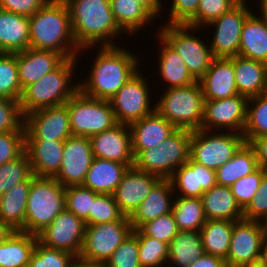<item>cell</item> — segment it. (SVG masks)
Returning <instances> with one entry per match:
<instances>
[{
	"instance_id": "cell-1",
	"label": "cell",
	"mask_w": 267,
	"mask_h": 267,
	"mask_svg": "<svg viewBox=\"0 0 267 267\" xmlns=\"http://www.w3.org/2000/svg\"><path fill=\"white\" fill-rule=\"evenodd\" d=\"M97 48L92 68L87 74L88 79L79 81L78 86L79 90L89 97L109 101L139 72L140 58L133 54V51H127L118 45H98Z\"/></svg>"
},
{
	"instance_id": "cell-2",
	"label": "cell",
	"mask_w": 267,
	"mask_h": 267,
	"mask_svg": "<svg viewBox=\"0 0 267 267\" xmlns=\"http://www.w3.org/2000/svg\"><path fill=\"white\" fill-rule=\"evenodd\" d=\"M64 1L69 10L74 40L82 51L94 49L98 44L117 45L113 40L124 32L114 20L109 0Z\"/></svg>"
},
{
	"instance_id": "cell-3",
	"label": "cell",
	"mask_w": 267,
	"mask_h": 267,
	"mask_svg": "<svg viewBox=\"0 0 267 267\" xmlns=\"http://www.w3.org/2000/svg\"><path fill=\"white\" fill-rule=\"evenodd\" d=\"M29 47L54 51L65 59L80 57L72 29L68 7L64 0L44 3L29 17Z\"/></svg>"
},
{
	"instance_id": "cell-4",
	"label": "cell",
	"mask_w": 267,
	"mask_h": 267,
	"mask_svg": "<svg viewBox=\"0 0 267 267\" xmlns=\"http://www.w3.org/2000/svg\"><path fill=\"white\" fill-rule=\"evenodd\" d=\"M78 58L65 59L56 69L23 89L19 103L24 116L42 108L64 105L79 90L78 82L71 83Z\"/></svg>"
},
{
	"instance_id": "cell-5",
	"label": "cell",
	"mask_w": 267,
	"mask_h": 267,
	"mask_svg": "<svg viewBox=\"0 0 267 267\" xmlns=\"http://www.w3.org/2000/svg\"><path fill=\"white\" fill-rule=\"evenodd\" d=\"M65 187L55 178L31 175L25 232L37 235L66 208Z\"/></svg>"
},
{
	"instance_id": "cell-6",
	"label": "cell",
	"mask_w": 267,
	"mask_h": 267,
	"mask_svg": "<svg viewBox=\"0 0 267 267\" xmlns=\"http://www.w3.org/2000/svg\"><path fill=\"white\" fill-rule=\"evenodd\" d=\"M155 110L177 129L199 130L202 126L204 95L198 81L163 91Z\"/></svg>"
},
{
	"instance_id": "cell-7",
	"label": "cell",
	"mask_w": 267,
	"mask_h": 267,
	"mask_svg": "<svg viewBox=\"0 0 267 267\" xmlns=\"http://www.w3.org/2000/svg\"><path fill=\"white\" fill-rule=\"evenodd\" d=\"M191 130L177 129L157 147L142 150L134 158V166L161 179L172 174L190 158Z\"/></svg>"
},
{
	"instance_id": "cell-8",
	"label": "cell",
	"mask_w": 267,
	"mask_h": 267,
	"mask_svg": "<svg viewBox=\"0 0 267 267\" xmlns=\"http://www.w3.org/2000/svg\"><path fill=\"white\" fill-rule=\"evenodd\" d=\"M156 33L184 60L188 72L199 81L210 68L213 55L209 43L193 36L201 28L183 24H162ZM197 29V30H196ZM199 29V30H198ZM193 34H192V33Z\"/></svg>"
},
{
	"instance_id": "cell-9",
	"label": "cell",
	"mask_w": 267,
	"mask_h": 267,
	"mask_svg": "<svg viewBox=\"0 0 267 267\" xmlns=\"http://www.w3.org/2000/svg\"><path fill=\"white\" fill-rule=\"evenodd\" d=\"M72 136L91 137L117 124L110 101L78 90L66 103Z\"/></svg>"
},
{
	"instance_id": "cell-10",
	"label": "cell",
	"mask_w": 267,
	"mask_h": 267,
	"mask_svg": "<svg viewBox=\"0 0 267 267\" xmlns=\"http://www.w3.org/2000/svg\"><path fill=\"white\" fill-rule=\"evenodd\" d=\"M194 130L191 134L190 158L207 168L217 170L226 164L245 143L243 134Z\"/></svg>"
},
{
	"instance_id": "cell-11",
	"label": "cell",
	"mask_w": 267,
	"mask_h": 267,
	"mask_svg": "<svg viewBox=\"0 0 267 267\" xmlns=\"http://www.w3.org/2000/svg\"><path fill=\"white\" fill-rule=\"evenodd\" d=\"M133 232L128 216L120 220L85 227L84 242L79 258L88 262L102 263Z\"/></svg>"
},
{
	"instance_id": "cell-12",
	"label": "cell",
	"mask_w": 267,
	"mask_h": 267,
	"mask_svg": "<svg viewBox=\"0 0 267 267\" xmlns=\"http://www.w3.org/2000/svg\"><path fill=\"white\" fill-rule=\"evenodd\" d=\"M147 81L139 71L109 100L117 123L130 125L155 111Z\"/></svg>"
},
{
	"instance_id": "cell-13",
	"label": "cell",
	"mask_w": 267,
	"mask_h": 267,
	"mask_svg": "<svg viewBox=\"0 0 267 267\" xmlns=\"http://www.w3.org/2000/svg\"><path fill=\"white\" fill-rule=\"evenodd\" d=\"M245 1L241 0L231 10L205 26L213 28L215 26L214 36L209 42L213 57L230 58L239 55L242 26L252 13V9L248 8Z\"/></svg>"
},
{
	"instance_id": "cell-14",
	"label": "cell",
	"mask_w": 267,
	"mask_h": 267,
	"mask_svg": "<svg viewBox=\"0 0 267 267\" xmlns=\"http://www.w3.org/2000/svg\"><path fill=\"white\" fill-rule=\"evenodd\" d=\"M247 102L248 98L240 94L225 99H204L201 129L212 132L222 129V132L228 130L242 134L246 123Z\"/></svg>"
},
{
	"instance_id": "cell-15",
	"label": "cell",
	"mask_w": 267,
	"mask_h": 267,
	"mask_svg": "<svg viewBox=\"0 0 267 267\" xmlns=\"http://www.w3.org/2000/svg\"><path fill=\"white\" fill-rule=\"evenodd\" d=\"M85 223L66 208L47 227L37 234L45 247L67 251L79 257L85 234Z\"/></svg>"
},
{
	"instance_id": "cell-16",
	"label": "cell",
	"mask_w": 267,
	"mask_h": 267,
	"mask_svg": "<svg viewBox=\"0 0 267 267\" xmlns=\"http://www.w3.org/2000/svg\"><path fill=\"white\" fill-rule=\"evenodd\" d=\"M25 141H65L72 136L67 106L42 108L25 115Z\"/></svg>"
},
{
	"instance_id": "cell-17",
	"label": "cell",
	"mask_w": 267,
	"mask_h": 267,
	"mask_svg": "<svg viewBox=\"0 0 267 267\" xmlns=\"http://www.w3.org/2000/svg\"><path fill=\"white\" fill-rule=\"evenodd\" d=\"M264 234L259 221L242 219L234 223L225 259L229 267H249L259 263Z\"/></svg>"
},
{
	"instance_id": "cell-18",
	"label": "cell",
	"mask_w": 267,
	"mask_h": 267,
	"mask_svg": "<svg viewBox=\"0 0 267 267\" xmlns=\"http://www.w3.org/2000/svg\"><path fill=\"white\" fill-rule=\"evenodd\" d=\"M93 158L89 137H68L64 141L60 170L54 178L64 187L82 185Z\"/></svg>"
},
{
	"instance_id": "cell-19",
	"label": "cell",
	"mask_w": 267,
	"mask_h": 267,
	"mask_svg": "<svg viewBox=\"0 0 267 267\" xmlns=\"http://www.w3.org/2000/svg\"><path fill=\"white\" fill-rule=\"evenodd\" d=\"M94 158L134 166L129 125L117 123L112 128L89 137Z\"/></svg>"
},
{
	"instance_id": "cell-20",
	"label": "cell",
	"mask_w": 267,
	"mask_h": 267,
	"mask_svg": "<svg viewBox=\"0 0 267 267\" xmlns=\"http://www.w3.org/2000/svg\"><path fill=\"white\" fill-rule=\"evenodd\" d=\"M160 179L156 175L140 171L135 166L129 167L113 193L119 210L130 217Z\"/></svg>"
},
{
	"instance_id": "cell-21",
	"label": "cell",
	"mask_w": 267,
	"mask_h": 267,
	"mask_svg": "<svg viewBox=\"0 0 267 267\" xmlns=\"http://www.w3.org/2000/svg\"><path fill=\"white\" fill-rule=\"evenodd\" d=\"M169 179L174 193L179 191L180 197L201 198L205 191L217 184L216 171L191 158L181 165Z\"/></svg>"
},
{
	"instance_id": "cell-22",
	"label": "cell",
	"mask_w": 267,
	"mask_h": 267,
	"mask_svg": "<svg viewBox=\"0 0 267 267\" xmlns=\"http://www.w3.org/2000/svg\"><path fill=\"white\" fill-rule=\"evenodd\" d=\"M198 82L204 99H225L239 94L235 82L233 57H214L210 68Z\"/></svg>"
},
{
	"instance_id": "cell-23",
	"label": "cell",
	"mask_w": 267,
	"mask_h": 267,
	"mask_svg": "<svg viewBox=\"0 0 267 267\" xmlns=\"http://www.w3.org/2000/svg\"><path fill=\"white\" fill-rule=\"evenodd\" d=\"M134 158L142 151L157 147L170 137L177 128L156 110L129 125Z\"/></svg>"
},
{
	"instance_id": "cell-24",
	"label": "cell",
	"mask_w": 267,
	"mask_h": 267,
	"mask_svg": "<svg viewBox=\"0 0 267 267\" xmlns=\"http://www.w3.org/2000/svg\"><path fill=\"white\" fill-rule=\"evenodd\" d=\"M20 86L22 90L56 69L65 58L54 51L27 48L16 52Z\"/></svg>"
},
{
	"instance_id": "cell-25",
	"label": "cell",
	"mask_w": 267,
	"mask_h": 267,
	"mask_svg": "<svg viewBox=\"0 0 267 267\" xmlns=\"http://www.w3.org/2000/svg\"><path fill=\"white\" fill-rule=\"evenodd\" d=\"M173 192L170 179H160L153 186L146 199L129 217L133 230L139 229L148 221L172 212Z\"/></svg>"
},
{
	"instance_id": "cell-26",
	"label": "cell",
	"mask_w": 267,
	"mask_h": 267,
	"mask_svg": "<svg viewBox=\"0 0 267 267\" xmlns=\"http://www.w3.org/2000/svg\"><path fill=\"white\" fill-rule=\"evenodd\" d=\"M64 141H25L32 174L36 177L54 178L60 170Z\"/></svg>"
},
{
	"instance_id": "cell-27",
	"label": "cell",
	"mask_w": 267,
	"mask_h": 267,
	"mask_svg": "<svg viewBox=\"0 0 267 267\" xmlns=\"http://www.w3.org/2000/svg\"><path fill=\"white\" fill-rule=\"evenodd\" d=\"M237 91L247 98L267 93V64L239 55L233 57Z\"/></svg>"
},
{
	"instance_id": "cell-28",
	"label": "cell",
	"mask_w": 267,
	"mask_h": 267,
	"mask_svg": "<svg viewBox=\"0 0 267 267\" xmlns=\"http://www.w3.org/2000/svg\"><path fill=\"white\" fill-rule=\"evenodd\" d=\"M29 17L0 9V53L29 48Z\"/></svg>"
},
{
	"instance_id": "cell-29",
	"label": "cell",
	"mask_w": 267,
	"mask_h": 267,
	"mask_svg": "<svg viewBox=\"0 0 267 267\" xmlns=\"http://www.w3.org/2000/svg\"><path fill=\"white\" fill-rule=\"evenodd\" d=\"M128 168L121 162L93 158L82 186L98 194H113Z\"/></svg>"
},
{
	"instance_id": "cell-30",
	"label": "cell",
	"mask_w": 267,
	"mask_h": 267,
	"mask_svg": "<svg viewBox=\"0 0 267 267\" xmlns=\"http://www.w3.org/2000/svg\"><path fill=\"white\" fill-rule=\"evenodd\" d=\"M202 202L207 220L239 221L244 219L243 210L237 204L231 188L216 184L202 194Z\"/></svg>"
},
{
	"instance_id": "cell-31",
	"label": "cell",
	"mask_w": 267,
	"mask_h": 267,
	"mask_svg": "<svg viewBox=\"0 0 267 267\" xmlns=\"http://www.w3.org/2000/svg\"><path fill=\"white\" fill-rule=\"evenodd\" d=\"M31 187V176L0 196V220L14 231L25 232V214Z\"/></svg>"
},
{
	"instance_id": "cell-32",
	"label": "cell",
	"mask_w": 267,
	"mask_h": 267,
	"mask_svg": "<svg viewBox=\"0 0 267 267\" xmlns=\"http://www.w3.org/2000/svg\"><path fill=\"white\" fill-rule=\"evenodd\" d=\"M239 56L267 64V24L254 12L242 26Z\"/></svg>"
},
{
	"instance_id": "cell-33",
	"label": "cell",
	"mask_w": 267,
	"mask_h": 267,
	"mask_svg": "<svg viewBox=\"0 0 267 267\" xmlns=\"http://www.w3.org/2000/svg\"><path fill=\"white\" fill-rule=\"evenodd\" d=\"M157 41H160V52L158 61V70L160 71L161 80H164L169 88L185 87L196 82L188 72L184 60L176 51L159 35Z\"/></svg>"
},
{
	"instance_id": "cell-34",
	"label": "cell",
	"mask_w": 267,
	"mask_h": 267,
	"mask_svg": "<svg viewBox=\"0 0 267 267\" xmlns=\"http://www.w3.org/2000/svg\"><path fill=\"white\" fill-rule=\"evenodd\" d=\"M37 241V235L13 231L0 244V267H28Z\"/></svg>"
},
{
	"instance_id": "cell-35",
	"label": "cell",
	"mask_w": 267,
	"mask_h": 267,
	"mask_svg": "<svg viewBox=\"0 0 267 267\" xmlns=\"http://www.w3.org/2000/svg\"><path fill=\"white\" fill-rule=\"evenodd\" d=\"M258 168L255 150L245 142L226 164L216 170V182L231 187L237 180L252 174Z\"/></svg>"
},
{
	"instance_id": "cell-36",
	"label": "cell",
	"mask_w": 267,
	"mask_h": 267,
	"mask_svg": "<svg viewBox=\"0 0 267 267\" xmlns=\"http://www.w3.org/2000/svg\"><path fill=\"white\" fill-rule=\"evenodd\" d=\"M204 253L199 231H179L168 247V267H188ZM172 262V263H171Z\"/></svg>"
},
{
	"instance_id": "cell-37",
	"label": "cell",
	"mask_w": 267,
	"mask_h": 267,
	"mask_svg": "<svg viewBox=\"0 0 267 267\" xmlns=\"http://www.w3.org/2000/svg\"><path fill=\"white\" fill-rule=\"evenodd\" d=\"M109 2L115 22L129 37L136 35L147 23L154 22L155 18L135 0H109Z\"/></svg>"
},
{
	"instance_id": "cell-38",
	"label": "cell",
	"mask_w": 267,
	"mask_h": 267,
	"mask_svg": "<svg viewBox=\"0 0 267 267\" xmlns=\"http://www.w3.org/2000/svg\"><path fill=\"white\" fill-rule=\"evenodd\" d=\"M235 222L207 220L199 231L204 253L226 259Z\"/></svg>"
},
{
	"instance_id": "cell-39",
	"label": "cell",
	"mask_w": 267,
	"mask_h": 267,
	"mask_svg": "<svg viewBox=\"0 0 267 267\" xmlns=\"http://www.w3.org/2000/svg\"><path fill=\"white\" fill-rule=\"evenodd\" d=\"M172 213L179 231H200L207 221L201 198L175 195Z\"/></svg>"
},
{
	"instance_id": "cell-40",
	"label": "cell",
	"mask_w": 267,
	"mask_h": 267,
	"mask_svg": "<svg viewBox=\"0 0 267 267\" xmlns=\"http://www.w3.org/2000/svg\"><path fill=\"white\" fill-rule=\"evenodd\" d=\"M242 134L246 143L267 136V93L248 98L246 123Z\"/></svg>"
},
{
	"instance_id": "cell-41",
	"label": "cell",
	"mask_w": 267,
	"mask_h": 267,
	"mask_svg": "<svg viewBox=\"0 0 267 267\" xmlns=\"http://www.w3.org/2000/svg\"><path fill=\"white\" fill-rule=\"evenodd\" d=\"M138 238L139 261L142 267H167L168 247L165 242L144 235L139 229L133 230Z\"/></svg>"
},
{
	"instance_id": "cell-42",
	"label": "cell",
	"mask_w": 267,
	"mask_h": 267,
	"mask_svg": "<svg viewBox=\"0 0 267 267\" xmlns=\"http://www.w3.org/2000/svg\"><path fill=\"white\" fill-rule=\"evenodd\" d=\"M22 91L16 53H0V96L19 101Z\"/></svg>"
},
{
	"instance_id": "cell-43",
	"label": "cell",
	"mask_w": 267,
	"mask_h": 267,
	"mask_svg": "<svg viewBox=\"0 0 267 267\" xmlns=\"http://www.w3.org/2000/svg\"><path fill=\"white\" fill-rule=\"evenodd\" d=\"M31 175V164L26 152L21 157L0 165V196Z\"/></svg>"
},
{
	"instance_id": "cell-44",
	"label": "cell",
	"mask_w": 267,
	"mask_h": 267,
	"mask_svg": "<svg viewBox=\"0 0 267 267\" xmlns=\"http://www.w3.org/2000/svg\"><path fill=\"white\" fill-rule=\"evenodd\" d=\"M124 214L119 210L113 194H99L92 203L85 226L120 220Z\"/></svg>"
},
{
	"instance_id": "cell-45",
	"label": "cell",
	"mask_w": 267,
	"mask_h": 267,
	"mask_svg": "<svg viewBox=\"0 0 267 267\" xmlns=\"http://www.w3.org/2000/svg\"><path fill=\"white\" fill-rule=\"evenodd\" d=\"M76 258L67 251L48 248L37 241L28 267H71Z\"/></svg>"
},
{
	"instance_id": "cell-46",
	"label": "cell",
	"mask_w": 267,
	"mask_h": 267,
	"mask_svg": "<svg viewBox=\"0 0 267 267\" xmlns=\"http://www.w3.org/2000/svg\"><path fill=\"white\" fill-rule=\"evenodd\" d=\"M241 0H199L197 14L186 24L204 28L208 23L225 14Z\"/></svg>"
},
{
	"instance_id": "cell-47",
	"label": "cell",
	"mask_w": 267,
	"mask_h": 267,
	"mask_svg": "<svg viewBox=\"0 0 267 267\" xmlns=\"http://www.w3.org/2000/svg\"><path fill=\"white\" fill-rule=\"evenodd\" d=\"M98 195L82 185L65 187L66 209L84 221L89 216L92 203Z\"/></svg>"
},
{
	"instance_id": "cell-48",
	"label": "cell",
	"mask_w": 267,
	"mask_h": 267,
	"mask_svg": "<svg viewBox=\"0 0 267 267\" xmlns=\"http://www.w3.org/2000/svg\"><path fill=\"white\" fill-rule=\"evenodd\" d=\"M25 116L19 101L0 96V133H25Z\"/></svg>"
},
{
	"instance_id": "cell-49",
	"label": "cell",
	"mask_w": 267,
	"mask_h": 267,
	"mask_svg": "<svg viewBox=\"0 0 267 267\" xmlns=\"http://www.w3.org/2000/svg\"><path fill=\"white\" fill-rule=\"evenodd\" d=\"M138 238L132 232L113 252L105 267H142L139 261Z\"/></svg>"
},
{
	"instance_id": "cell-50",
	"label": "cell",
	"mask_w": 267,
	"mask_h": 267,
	"mask_svg": "<svg viewBox=\"0 0 267 267\" xmlns=\"http://www.w3.org/2000/svg\"><path fill=\"white\" fill-rule=\"evenodd\" d=\"M139 230L146 236L169 243L179 232L174 214L169 212L144 223Z\"/></svg>"
},
{
	"instance_id": "cell-51",
	"label": "cell",
	"mask_w": 267,
	"mask_h": 267,
	"mask_svg": "<svg viewBox=\"0 0 267 267\" xmlns=\"http://www.w3.org/2000/svg\"><path fill=\"white\" fill-rule=\"evenodd\" d=\"M266 172L258 168L252 174L237 180L230 188L237 204L243 210L256 195L260 187V182Z\"/></svg>"
},
{
	"instance_id": "cell-52",
	"label": "cell",
	"mask_w": 267,
	"mask_h": 267,
	"mask_svg": "<svg viewBox=\"0 0 267 267\" xmlns=\"http://www.w3.org/2000/svg\"><path fill=\"white\" fill-rule=\"evenodd\" d=\"M25 133H0V165L25 153Z\"/></svg>"
},
{
	"instance_id": "cell-53",
	"label": "cell",
	"mask_w": 267,
	"mask_h": 267,
	"mask_svg": "<svg viewBox=\"0 0 267 267\" xmlns=\"http://www.w3.org/2000/svg\"><path fill=\"white\" fill-rule=\"evenodd\" d=\"M267 214V173L261 179L259 190L249 204L243 209L246 220L259 221Z\"/></svg>"
},
{
	"instance_id": "cell-54",
	"label": "cell",
	"mask_w": 267,
	"mask_h": 267,
	"mask_svg": "<svg viewBox=\"0 0 267 267\" xmlns=\"http://www.w3.org/2000/svg\"><path fill=\"white\" fill-rule=\"evenodd\" d=\"M170 17L166 24L186 25L196 14L199 0H171Z\"/></svg>"
},
{
	"instance_id": "cell-55",
	"label": "cell",
	"mask_w": 267,
	"mask_h": 267,
	"mask_svg": "<svg viewBox=\"0 0 267 267\" xmlns=\"http://www.w3.org/2000/svg\"><path fill=\"white\" fill-rule=\"evenodd\" d=\"M43 4L41 0H0V9L30 17Z\"/></svg>"
},
{
	"instance_id": "cell-56",
	"label": "cell",
	"mask_w": 267,
	"mask_h": 267,
	"mask_svg": "<svg viewBox=\"0 0 267 267\" xmlns=\"http://www.w3.org/2000/svg\"><path fill=\"white\" fill-rule=\"evenodd\" d=\"M249 144L255 150L259 167L267 173V136L255 138Z\"/></svg>"
},
{
	"instance_id": "cell-57",
	"label": "cell",
	"mask_w": 267,
	"mask_h": 267,
	"mask_svg": "<svg viewBox=\"0 0 267 267\" xmlns=\"http://www.w3.org/2000/svg\"><path fill=\"white\" fill-rule=\"evenodd\" d=\"M188 267H229L226 260L215 255L203 253V255L189 264Z\"/></svg>"
},
{
	"instance_id": "cell-58",
	"label": "cell",
	"mask_w": 267,
	"mask_h": 267,
	"mask_svg": "<svg viewBox=\"0 0 267 267\" xmlns=\"http://www.w3.org/2000/svg\"><path fill=\"white\" fill-rule=\"evenodd\" d=\"M142 5L155 19L161 15V11L164 8L160 0H135ZM162 6V7H161Z\"/></svg>"
},
{
	"instance_id": "cell-59",
	"label": "cell",
	"mask_w": 267,
	"mask_h": 267,
	"mask_svg": "<svg viewBox=\"0 0 267 267\" xmlns=\"http://www.w3.org/2000/svg\"><path fill=\"white\" fill-rule=\"evenodd\" d=\"M71 267H105L102 263L88 262L77 257Z\"/></svg>"
},
{
	"instance_id": "cell-60",
	"label": "cell",
	"mask_w": 267,
	"mask_h": 267,
	"mask_svg": "<svg viewBox=\"0 0 267 267\" xmlns=\"http://www.w3.org/2000/svg\"><path fill=\"white\" fill-rule=\"evenodd\" d=\"M14 230L0 220V244L3 243Z\"/></svg>"
},
{
	"instance_id": "cell-61",
	"label": "cell",
	"mask_w": 267,
	"mask_h": 267,
	"mask_svg": "<svg viewBox=\"0 0 267 267\" xmlns=\"http://www.w3.org/2000/svg\"><path fill=\"white\" fill-rule=\"evenodd\" d=\"M257 3H259V8L261 13V16H258L260 19H262L267 24V0H257Z\"/></svg>"
},
{
	"instance_id": "cell-62",
	"label": "cell",
	"mask_w": 267,
	"mask_h": 267,
	"mask_svg": "<svg viewBox=\"0 0 267 267\" xmlns=\"http://www.w3.org/2000/svg\"><path fill=\"white\" fill-rule=\"evenodd\" d=\"M259 264L263 267H267V239H265L262 244Z\"/></svg>"
},
{
	"instance_id": "cell-63",
	"label": "cell",
	"mask_w": 267,
	"mask_h": 267,
	"mask_svg": "<svg viewBox=\"0 0 267 267\" xmlns=\"http://www.w3.org/2000/svg\"><path fill=\"white\" fill-rule=\"evenodd\" d=\"M260 225L264 234V238L267 239V214L262 217L260 220Z\"/></svg>"
},
{
	"instance_id": "cell-64",
	"label": "cell",
	"mask_w": 267,
	"mask_h": 267,
	"mask_svg": "<svg viewBox=\"0 0 267 267\" xmlns=\"http://www.w3.org/2000/svg\"><path fill=\"white\" fill-rule=\"evenodd\" d=\"M43 3H53V2H59L62 0H41Z\"/></svg>"
},
{
	"instance_id": "cell-65",
	"label": "cell",
	"mask_w": 267,
	"mask_h": 267,
	"mask_svg": "<svg viewBox=\"0 0 267 267\" xmlns=\"http://www.w3.org/2000/svg\"><path fill=\"white\" fill-rule=\"evenodd\" d=\"M249 267H263V266L261 264H259V263H256L253 266H249Z\"/></svg>"
}]
</instances>
